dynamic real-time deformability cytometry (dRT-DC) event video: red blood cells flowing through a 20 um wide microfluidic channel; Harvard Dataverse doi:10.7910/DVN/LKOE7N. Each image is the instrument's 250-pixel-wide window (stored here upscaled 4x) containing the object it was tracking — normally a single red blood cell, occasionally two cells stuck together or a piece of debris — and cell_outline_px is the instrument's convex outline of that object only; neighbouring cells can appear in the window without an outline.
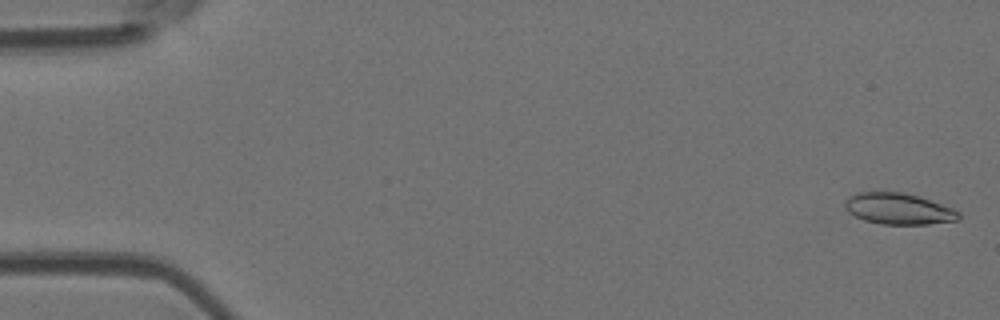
{"species": "Egyptian fruit bat (a non-hibernating species)", "species_latin": "Rousettus aegyptiacus", "temperature_condition": "room temperature", "stored_images_in_passage": 54, "camera_frame_rate_fps": 3000, "um_per_image_px": 0.085, "animal": {"sex": "female"}, "frame": {"image": 1, "passage_image": 2, "time_ms": 0.333, "image_size_px": [1000, 320], "cell_outline_px": [[960, 220], [928, 224], [880, 224], [864, 220], [848, 212], [844, 204], [844, 200], [848, 196], [856, 192], [876, 188], [904, 192], [920, 196], [952, 208], [960, 212]], "centroid_in_image_um": [76.31, 17.69], "position_along_channel_um": 8.7, "area_um2": 21.56}}
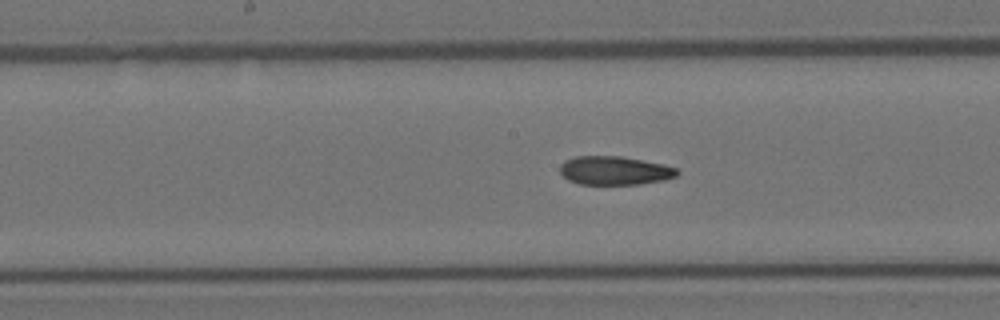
{"frame": {"image": 2, "passage_image": 28, "time_ms": 9.0, "image_size_px": [1000, 320], "cell_outline_px": [[680, 172], [676, 176], [664, 180], [640, 184], [580, 184], [568, 180], [560, 172], [560, 164], [564, 160], [576, 156], [620, 156], [664, 164], [676, 168]], "centroid_in_image_um": [52.24, 14.49], "position_along_channel_um": 196.0, "area_um2": 19.59}}
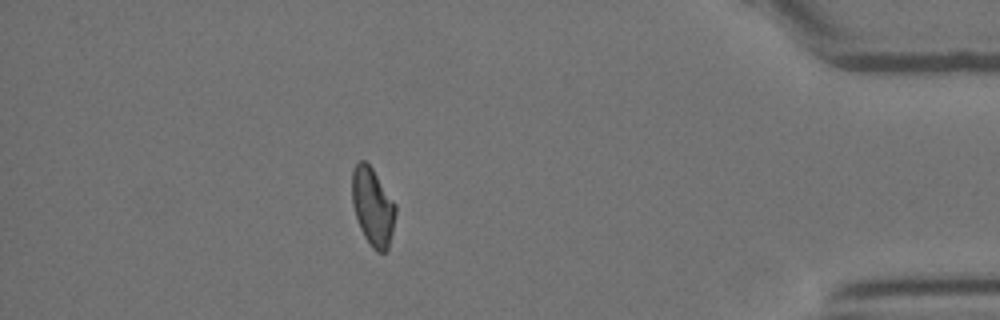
{"frame": {"image": 3, "passage_image": 48, "time_ms": 15.667, "image_size_px": [1000, 320], "cell_outline_px": [[396, 212], [392, 232], [388, 248], [384, 252], [376, 252], [372, 248], [364, 236], [360, 228], [352, 204], [352, 168], [360, 160], [364, 160], [372, 168], [396, 204]], "centroid_in_image_um": [31.68, 17.57], "position_along_channel_um": 403.5, "area_um2": 19.71}, "authors_computed_cell_mechanics": {"area_um2": 20.2878, "velocity_mm_per_s": 3.7862, "shape_relaxation_time_tau1_ms": null, "shape_relaxation_time_tau2_ms": 2.3575, "deformation_change_tau1": null, "deformation_change_tau2": 0.0895}}